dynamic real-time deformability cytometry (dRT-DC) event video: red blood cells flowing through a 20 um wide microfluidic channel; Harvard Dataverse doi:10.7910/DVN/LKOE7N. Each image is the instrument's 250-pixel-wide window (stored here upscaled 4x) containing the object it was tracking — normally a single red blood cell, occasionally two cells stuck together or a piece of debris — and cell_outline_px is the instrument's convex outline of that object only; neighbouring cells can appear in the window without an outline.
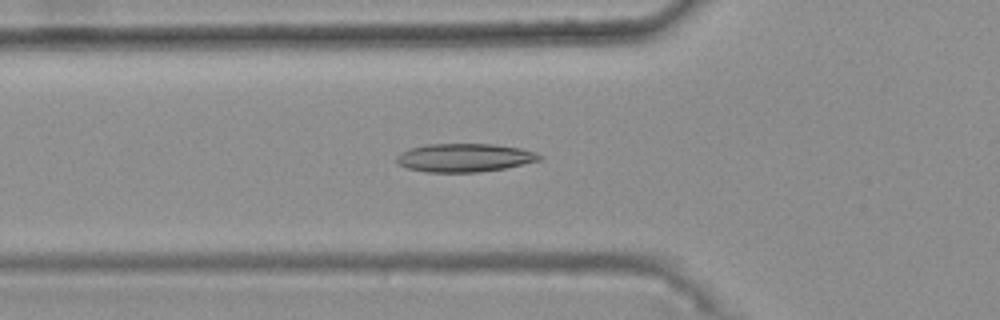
{"species": "common noctule bat (a hibernating species)", "species_latin": "Nyctalus noctula", "temperature_condition": "warm", "stored_images_in_passage": 47, "camera_frame_rate_fps": 3000, "um_per_image_px": 0.085, "animal": {"sex": "female", "body_mass_g": 25.1}, "frame": {"image": 1, "passage_image": 19, "time_ms": 6.0, "image_size_px": [1000, 320], "cell_outline_px": [[544, 156], [540, 160], [504, 168], [480, 172], [428, 172], [408, 168], [396, 164], [396, 156], [400, 152], [424, 144], [492, 144], [520, 148], [536, 152]], "centroid_in_image_um": [39.46, 13.4], "position_along_channel_um": 86.3, "area_um2": 23.64}}
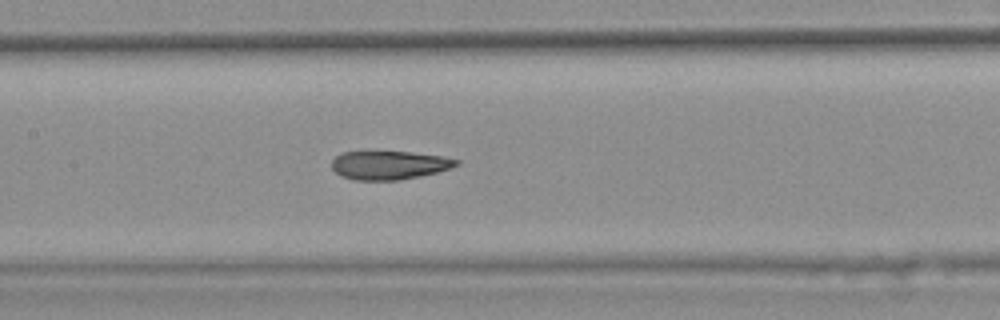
{"frame": {"image": 2, "passage_image": 26, "time_ms": 8.333, "image_size_px": [1000, 320], "cell_outline_px": [[460, 164], [436, 172], [420, 176], [400, 180], [352, 180], [340, 176], [332, 168], [332, 160], [336, 156], [344, 152], [412, 152], [440, 156], [460, 160]], "centroid_in_image_um": [33.06, 14.04], "position_along_channel_um": 174.3, "area_um2": 20.63}}
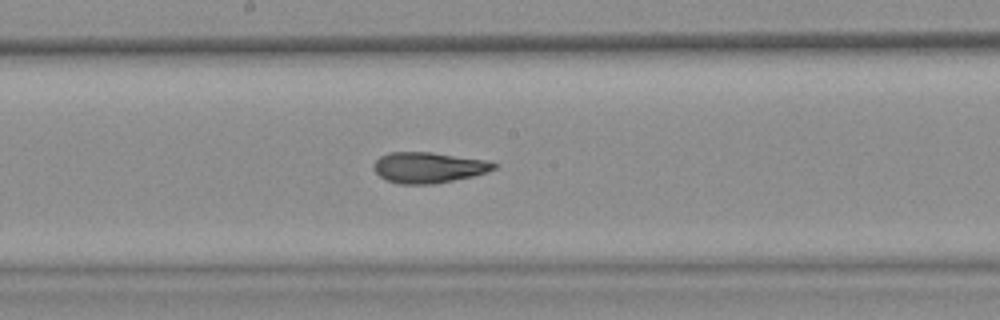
{"frame": {"image": 3, "passage_image": 29, "time_ms": 9.333, "image_size_px": [1000, 320], "cell_outline_px": [[500, 164], [496, 168], [488, 172], [472, 176], [436, 184], [400, 184], [384, 180], [372, 168], [372, 164], [380, 156], [388, 152], [432, 152], [484, 160]], "centroid_in_image_um": [36.4, 14.24], "position_along_channel_um": 211.8, "area_um2": 21.73}, "authors_computed_cell_mechanics": {"area_um2": 22.0218, "velocity_mm_per_s": 3.7518, "shape_relaxation_time_tau1_ms": null, "shape_relaxation_time_tau2_ms": 2.9311, "deformation_change_tau1": null, "deformation_change_tau2": 0.1049}}